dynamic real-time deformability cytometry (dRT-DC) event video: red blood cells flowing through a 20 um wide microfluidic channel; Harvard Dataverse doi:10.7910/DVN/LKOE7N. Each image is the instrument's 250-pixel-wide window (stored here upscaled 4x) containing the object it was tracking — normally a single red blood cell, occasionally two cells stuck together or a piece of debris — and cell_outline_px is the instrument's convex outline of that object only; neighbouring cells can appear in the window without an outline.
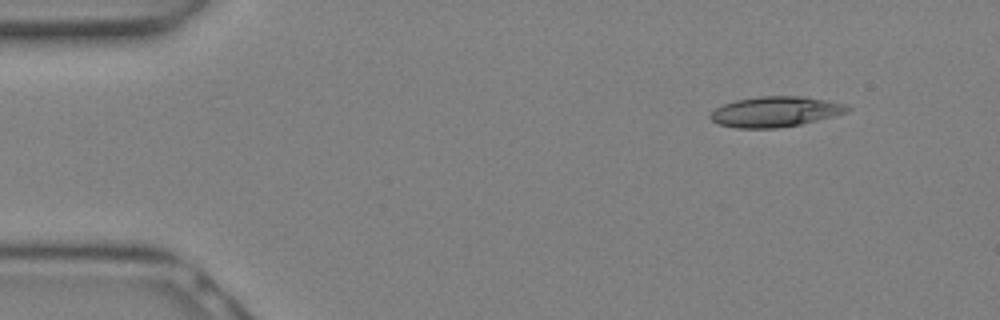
{"species": "Egyptian fruit bat (a non-hibernating species)", "species_latin": "Rousettus aegyptiacus", "temperature_condition": "warm", "stored_images_in_passage": 8, "camera_frame_rate_fps": 3000, "um_per_image_px": 0.085, "animal": {"sex": "female"}, "frame": {"image": 1, "passage_image": 1, "time_ms": 0.0, "image_size_px": [1000, 320], "cell_outline_px": [[852, 108], [848, 112], [800, 124], [776, 128], [736, 128], [716, 124], [708, 116], [708, 112], [724, 104], [736, 100], [760, 96], [804, 96], [828, 100], [844, 104]], "centroid_in_image_um": [65.86, 9.49], "position_along_channel_um": 19.1, "area_um2": 24.33}}
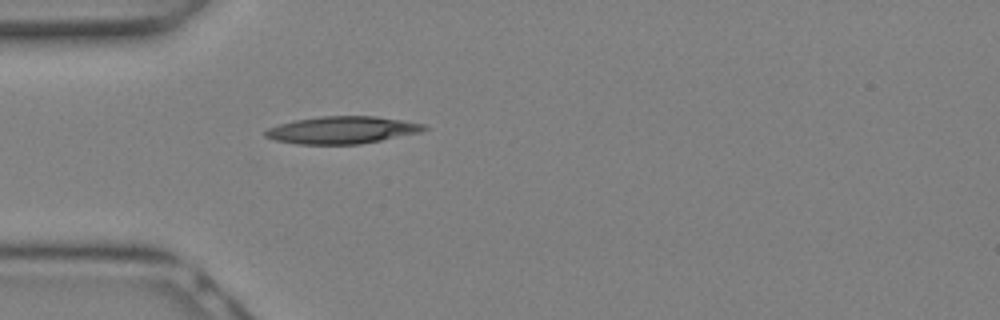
{"frame": {"image": 2, "passage_image": 6, "time_ms": 1.667, "image_size_px": [1000, 320], "cell_outline_px": [[428, 128], [420, 132], [360, 144], [296, 144], [276, 140], [264, 136], [264, 132], [268, 128], [280, 124], [296, 120], [320, 116], [376, 116], [424, 124]], "centroid_in_image_um": [29.06, 11.05], "position_along_channel_um": 55.9, "area_um2": 24.97}}